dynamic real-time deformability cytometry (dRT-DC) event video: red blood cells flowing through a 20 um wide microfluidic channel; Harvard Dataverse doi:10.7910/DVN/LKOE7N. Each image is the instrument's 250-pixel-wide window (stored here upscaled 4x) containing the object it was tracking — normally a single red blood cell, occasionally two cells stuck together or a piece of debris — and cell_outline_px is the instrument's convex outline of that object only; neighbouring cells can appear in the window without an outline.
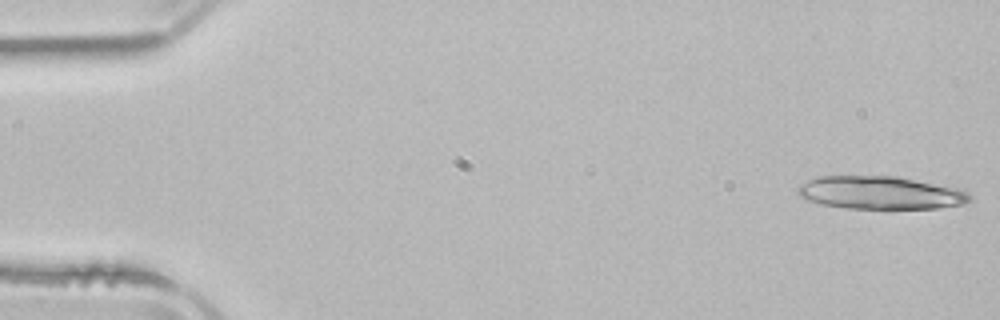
{"species": "common noctule bat (a hibernating species)", "species_latin": "Nyctalus noctula", "temperature_condition": "room temperature", "stored_images_in_passage": 51, "camera_frame_rate_fps": 3000, "um_per_image_px": 0.085, "animal": {"sex": "male", "body_mass_g": 21.5, "forearm_length_mm": 52.0}, "frame": {"image": 1, "passage_image": 1, "time_ms": 0.0, "image_size_px": [1000, 320], "cell_outline_px": [[972, 200], [964, 204], [940, 208], [848, 208], [820, 204], [808, 200], [800, 196], [796, 192], [796, 188], [800, 184], [816, 176], [896, 176], [964, 188], [972, 196]], "centroid_in_image_um": [74.89, 16.37], "position_along_channel_um": 10.1, "area_um2": 33.47}}
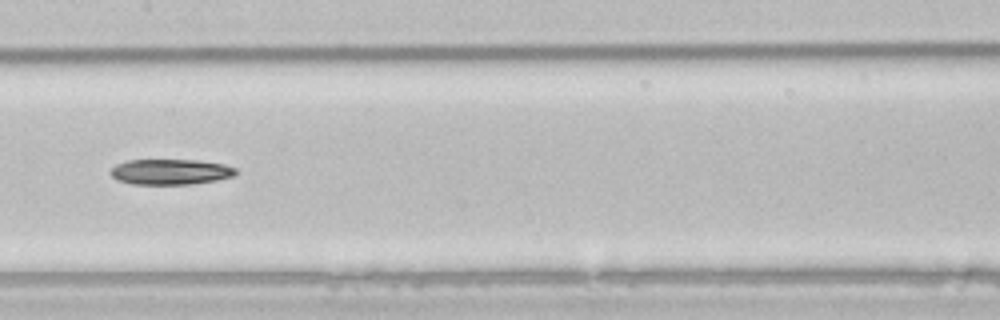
{"frame": {"image": 2, "passage_image": 26, "time_ms": 8.333, "image_size_px": [1000, 320], "cell_outline_px": [[236, 172], [232, 176], [216, 180], [188, 184], [132, 184], [116, 180], [108, 172], [116, 164], [128, 160], [196, 160], [224, 164], [236, 168]], "centroid_in_image_um": [14.44, 14.6], "position_along_channel_um": 193.0, "area_um2": 18.55}}
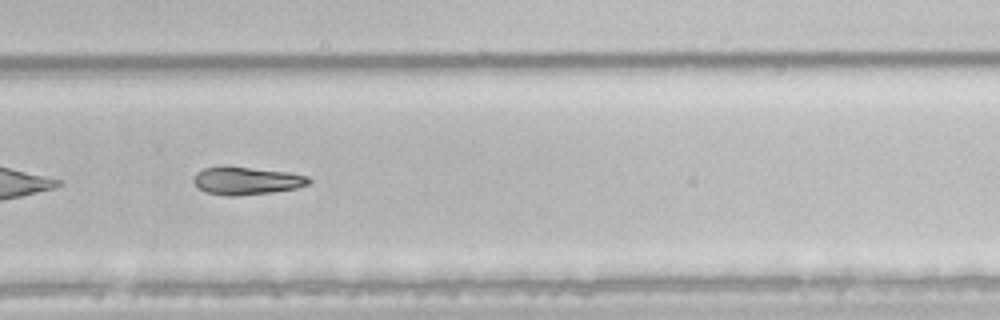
{"frame": {"image": 3, "passage_image": 35, "time_ms": 11.333, "image_size_px": [1000, 320], "cell_outline_px": [[312, 180], [308, 184], [296, 188], [272, 192], [236, 196], [228, 196], [208, 192], [200, 188], [192, 180], [196, 172], [204, 168], [224, 164], [288, 172], [308, 176]], "centroid_in_image_um": [20.94, 15.33], "position_along_channel_um": 308.9, "area_um2": 18.9}, "authors_computed_cell_mechanics": {"area_um2": 20.0566, "velocity_mm_per_s": 3.884, "shape_relaxation_time_tau1_ms": 7.006, "shape_relaxation_time_tau2_ms": null, "deformation_change_tau1": 0.1808, "deformation_change_tau2": null}}